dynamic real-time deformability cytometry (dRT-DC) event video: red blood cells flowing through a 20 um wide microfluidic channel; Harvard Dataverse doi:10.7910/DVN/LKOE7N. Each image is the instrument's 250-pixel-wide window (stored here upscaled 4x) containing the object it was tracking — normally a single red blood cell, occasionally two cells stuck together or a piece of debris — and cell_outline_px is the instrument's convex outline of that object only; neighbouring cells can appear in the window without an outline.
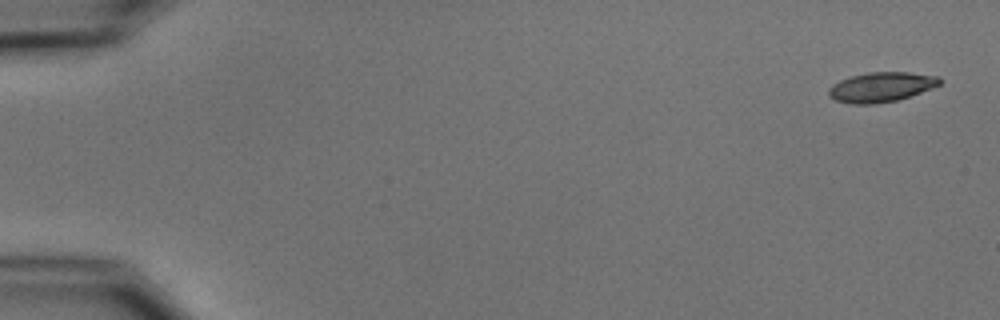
{"species": "common noctule bat (a hibernating species)", "species_latin": "Nyctalus noctula", "temperature_condition": "cold", "stored_images_in_passage": 6, "camera_frame_rate_fps": 3000, "um_per_image_px": 0.085, "animal": {"sex": "male", "body_mass_g": 15.6}, "frame": {"image": 1, "passage_image": 1, "time_ms": 0.0, "image_size_px": [1000, 320], "cell_outline_px": [[944, 80], [940, 84], [932, 88], [896, 100], [872, 104], [852, 104], [836, 100], [828, 96], [828, 88], [832, 84], [840, 80], [852, 76], [868, 72], [908, 72], [940, 76]], "centroid_in_image_um": [74.9, 7.39], "position_along_channel_um": 10.1, "area_um2": 19.25}}
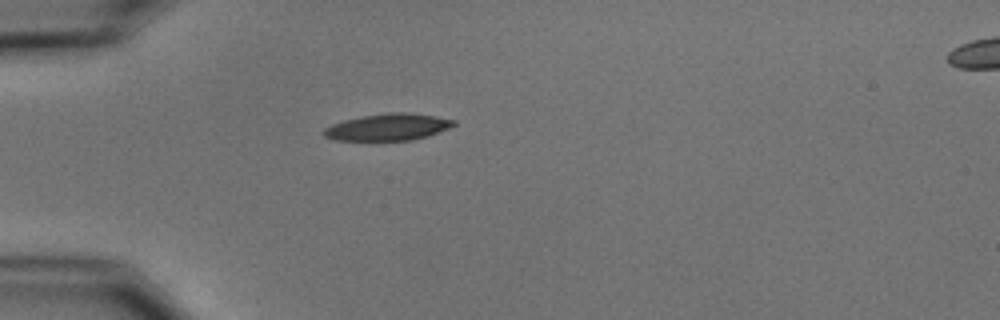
{"frame": {"image": 2, "passage_image": 4, "time_ms": 4.667, "image_size_px": [1000, 320], "cell_outline_px": [[456, 124], [448, 128], [428, 136], [412, 140], [376, 144], [336, 140], [324, 136], [324, 128], [332, 124], [344, 120], [364, 116], [388, 112], [408, 112], [436, 116], [456, 120]], "centroid_in_image_um": [32.94, 10.86], "position_along_channel_um": 52.1, "area_um2": 21.27}}